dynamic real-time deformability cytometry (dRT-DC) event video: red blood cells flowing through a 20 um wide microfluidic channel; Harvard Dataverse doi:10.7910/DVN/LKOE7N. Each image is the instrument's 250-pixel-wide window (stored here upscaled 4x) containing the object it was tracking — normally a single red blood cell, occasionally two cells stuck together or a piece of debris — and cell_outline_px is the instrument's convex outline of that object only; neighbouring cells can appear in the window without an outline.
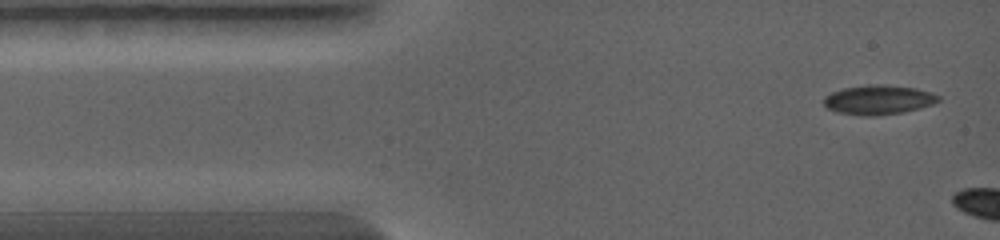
{"species": "common noctule bat (a hibernating species)", "species_latin": "Nyctalus noctula", "temperature_condition": "warm", "stored_images_in_passage": 3, "camera_frame_rate_fps": 5000, "um_per_image_px": 0.085, "animal": {"sex": "female", "body_mass_g": 19.0, "forearm_length_mm": 56.7}, "frame": {"image": 1, "passage_image": 1, "time_ms": 0.0, "image_size_px": [1000, 240], "cell_outline_px": [[940, 100], [932, 104], [920, 108], [904, 112], [876, 116], [864, 116], [836, 112], [828, 108], [824, 104], [824, 96], [832, 92], [844, 88], [872, 84], [884, 84], [916, 88], [932, 92], [940, 96]], "centroid_in_image_um": [74.69, 8.48], "position_along_channel_um": 10.3, "area_um2": 19.77}}